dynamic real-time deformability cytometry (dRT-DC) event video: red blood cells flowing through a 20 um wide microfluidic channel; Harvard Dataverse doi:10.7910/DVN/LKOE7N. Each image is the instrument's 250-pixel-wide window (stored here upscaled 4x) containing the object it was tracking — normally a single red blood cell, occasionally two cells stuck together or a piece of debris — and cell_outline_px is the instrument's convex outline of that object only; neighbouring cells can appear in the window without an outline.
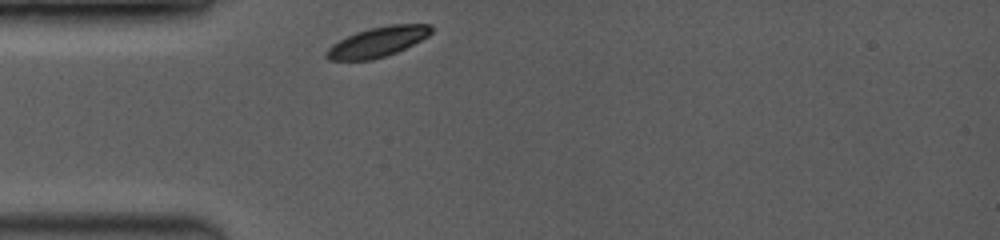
{"species": "common noctule bat (a hibernating species)", "species_latin": "Nyctalus noctula", "temperature_condition": "room temperature", "stored_images_in_passage": 4, "camera_frame_rate_fps": 3500, "um_per_image_px": 0.085, "animal": {"sex": "female", "body_mass_g": 19.0, "forearm_length_mm": 53.3}, "frame": {"image": 1, "passage_image": 1, "time_ms": 0.0, "image_size_px": [1000, 240], "cell_outline_px": [[432, 32], [428, 36], [396, 52], [372, 60], [328, 60], [324, 56], [324, 52], [332, 44], [356, 32], [368, 28], [388, 24], [432, 24]], "centroid_in_image_um": [32.07, 3.55], "position_along_channel_um": 52.9, "area_um2": 18.26}}
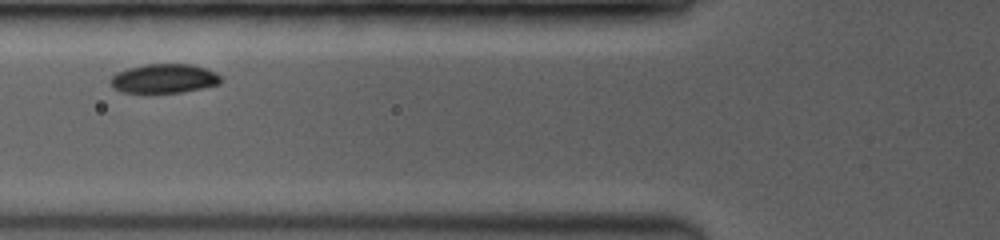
{"frame": {"image": 2, "passage_image": 3, "time_ms": 1.714, "image_size_px": [1000, 240], "cell_outline_px": [[224, 80], [220, 84], [204, 88], [180, 92], [144, 96], [120, 92], [112, 88], [108, 80], [116, 72], [128, 68], [144, 64], [192, 64], [216, 72]], "centroid_in_image_um": [13.88, 6.73], "position_along_channel_um": 111.9, "area_um2": 19.83}}